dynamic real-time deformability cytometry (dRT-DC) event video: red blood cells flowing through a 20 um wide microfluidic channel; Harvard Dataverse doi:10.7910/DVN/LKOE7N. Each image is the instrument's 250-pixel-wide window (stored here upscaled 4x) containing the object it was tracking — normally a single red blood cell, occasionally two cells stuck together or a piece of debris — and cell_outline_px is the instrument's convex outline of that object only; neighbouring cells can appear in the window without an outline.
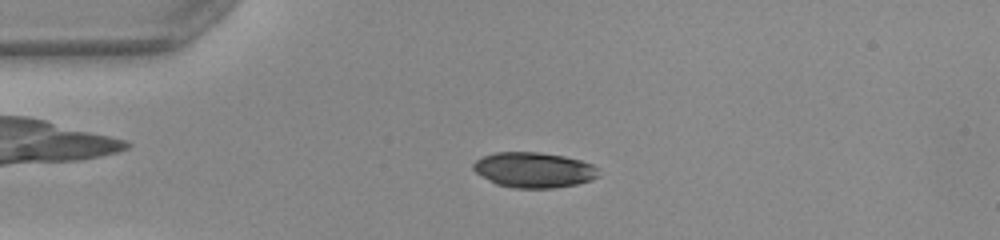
{"species": "common noctule bat (a hibernating species)", "species_latin": "Nyctalus noctula", "temperature_condition": "warm", "stored_images_in_passage": 50, "camera_frame_rate_fps": 3000, "um_per_image_px": 0.085, "animal": {"sex": "female", "body_mass_g": 22.0, "forearm_length_mm": 56.7}, "frame": {"image": 1, "passage_image": 12, "time_ms": 3.667, "image_size_px": [1000, 240], "cell_outline_px": [[600, 176], [592, 180], [576, 184], [552, 188], [512, 188], [496, 184], [476, 172], [472, 168], [472, 164], [476, 160], [484, 156], [496, 152], [540, 152], [564, 156], [580, 160], [592, 164], [596, 168]], "centroid_in_image_um": [45.38, 14.44], "position_along_channel_um": 39.6, "area_um2": 25.78}}
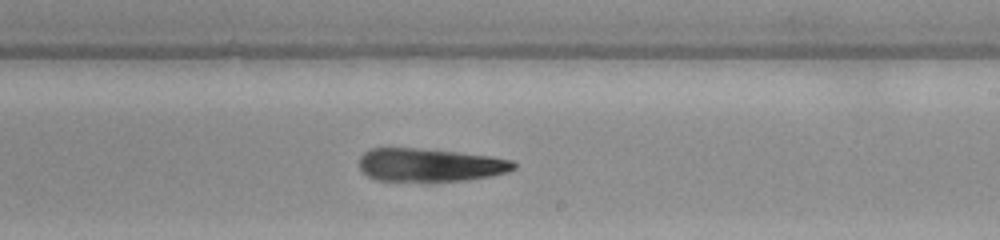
{"frame": {"image": 2, "passage_image": 30, "time_ms": 9.667, "image_size_px": [1000, 240], "cell_outline_px": [[516, 168], [508, 172], [492, 176], [464, 180], [376, 180], [368, 176], [360, 168], [360, 156], [368, 148], [416, 148], [456, 152], [488, 156], [512, 160], [516, 164]], "centroid_in_image_um": [36.55, 14.01], "position_along_channel_um": 252.5, "area_um2": 29.48}}
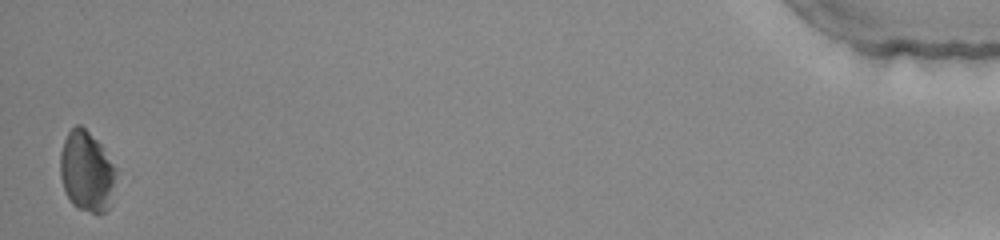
{"frame": {"image": 3, "passage_image": 50, "time_ms": 16.333, "image_size_px": [1000, 240], "cell_outline_px": [[116, 172], [108, 208], [100, 216], [76, 208], [72, 204], [64, 188], [60, 176], [60, 152], [64, 140], [68, 132], [76, 124], [80, 124], [104, 148], [116, 168]], "centroid_in_image_um": [7.35, 14.58], "position_along_channel_um": 427.9, "area_um2": 26.13}}